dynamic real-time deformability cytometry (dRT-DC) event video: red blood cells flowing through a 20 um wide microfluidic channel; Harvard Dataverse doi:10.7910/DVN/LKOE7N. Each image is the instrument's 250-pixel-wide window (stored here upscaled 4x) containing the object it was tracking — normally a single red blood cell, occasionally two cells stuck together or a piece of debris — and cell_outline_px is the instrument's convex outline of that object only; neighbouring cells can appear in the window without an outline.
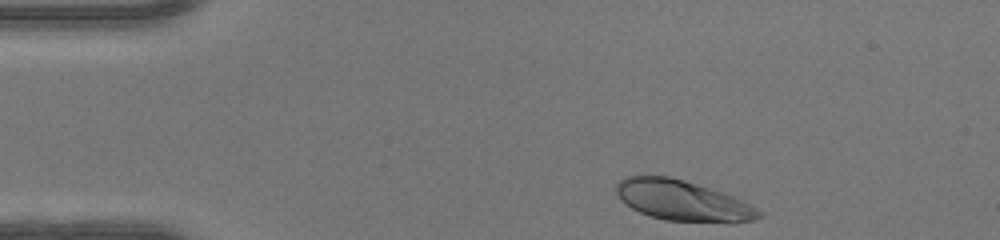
{"species": "human", "species_latin": "Homo sapiens", "temperature_condition": "warm", "stored_images_in_passage": 42, "camera_frame_rate_fps": 3000, "um_per_image_px": 0.085, "donor": {"sex": "female"}, "frame": {"image": 1, "passage_image": 1, "time_ms": 0.0, "image_size_px": [1000, 240], "cell_outline_px": [[764, 216], [756, 220], [664, 220], [640, 212], [632, 208], [620, 200], [616, 192], [616, 184], [624, 176], [668, 176], [684, 180], [724, 192], [764, 212]], "centroid_in_image_um": [57.96, 17.01], "position_along_channel_um": 27.0, "area_um2": 32.71}}
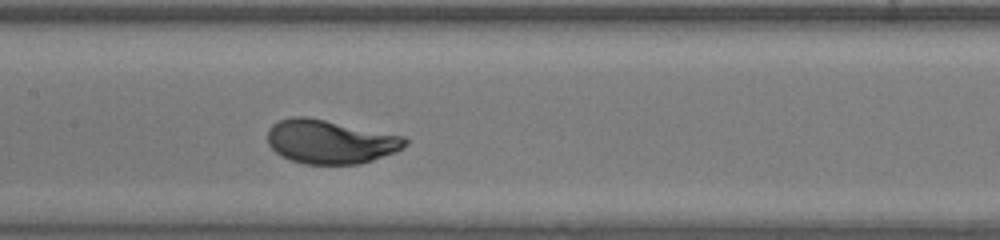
{"frame": {"image": 2, "passage_image": 17, "time_ms": 5.333, "image_size_px": [1000, 240], "cell_outline_px": [[408, 144], [404, 148], [396, 152], [360, 164], [304, 164], [288, 160], [280, 156], [268, 144], [268, 128], [272, 124], [280, 120], [292, 116], [304, 116], [404, 136], [408, 140]], "centroid_in_image_um": [28.06, 12.06], "position_along_channel_um": 179.3, "area_um2": 35.2}}
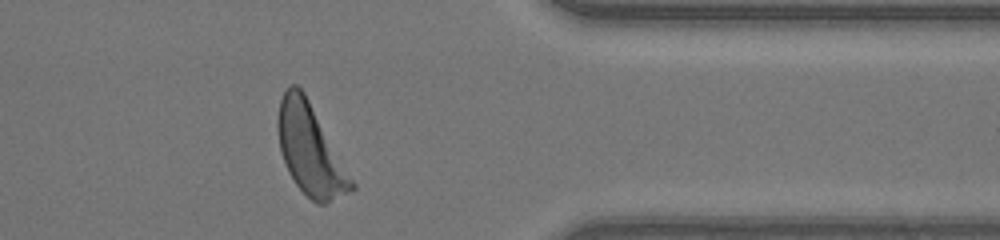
{"frame": {"image": 3, "passage_image": 33, "time_ms": 10.667, "image_size_px": [1000, 240], "cell_outline_px": [[356, 188], [324, 204], [316, 204], [296, 184], [288, 172], [280, 152], [276, 128], [276, 124], [280, 100], [288, 84], [296, 84], [304, 92], [356, 184]], "centroid_in_image_um": [26.34, 12.72], "position_along_channel_um": 385.1, "area_um2": 38.49}, "authors_computed_cell_mechanics": {"area_um2": 35.0557, "velocity_mm_per_s": 4.15, "shape_relaxation_time_tau1_ms": 2.6753, "shape_relaxation_time_tau2_ms": null, "deformation_change_tau1": 0.1919, "deformation_change_tau2": null}}